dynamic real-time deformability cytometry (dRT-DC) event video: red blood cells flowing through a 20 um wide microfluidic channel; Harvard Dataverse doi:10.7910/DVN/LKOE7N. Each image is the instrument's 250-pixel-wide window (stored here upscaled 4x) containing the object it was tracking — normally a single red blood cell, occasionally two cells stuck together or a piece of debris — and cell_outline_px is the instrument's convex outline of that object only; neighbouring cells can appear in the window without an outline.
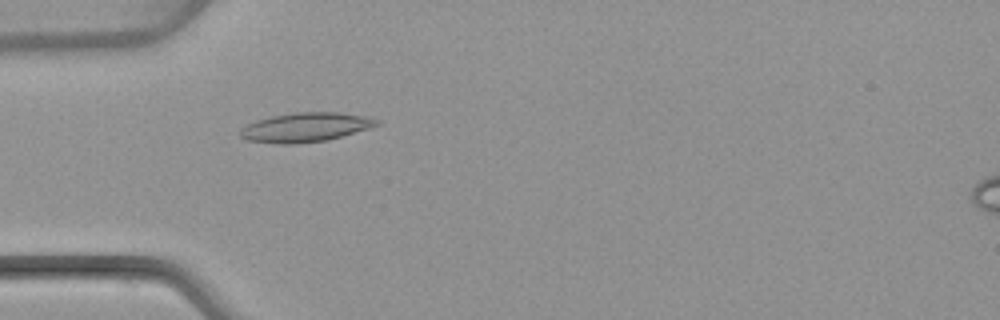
{"species": "common noctule bat (a hibernating species)", "species_latin": "Nyctalus noctula", "temperature_condition": "warm", "stored_images_in_passage": 51, "camera_frame_rate_fps": 3000, "um_per_image_px": 0.085, "animal": {"sex": "female", "body_mass_g": 22.7, "forearm_length_mm": 54.2}, "frame": {"image": 1, "passage_image": 16, "time_ms": 5.0, "image_size_px": [1000, 320], "cell_outline_px": [[380, 124], [368, 128], [328, 140], [296, 144], [280, 144], [248, 140], [240, 136], [240, 128], [256, 120], [272, 116], [296, 112], [340, 112], [372, 116], [380, 120]], "centroid_in_image_um": [26.01, 10.81], "position_along_channel_um": 59.0, "area_um2": 23.41}}
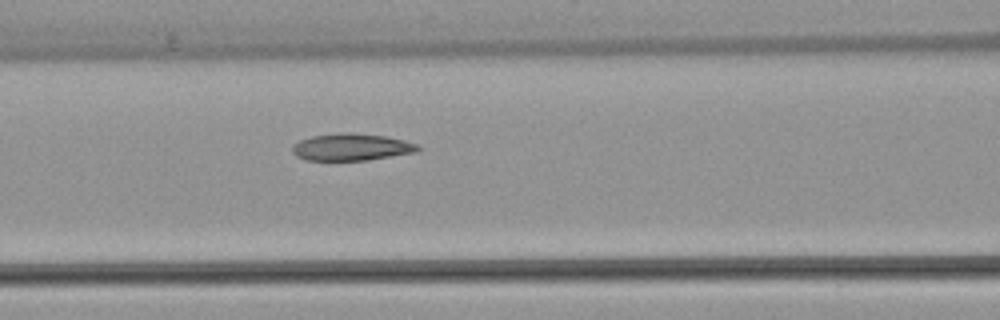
{"frame": {"image": 2, "passage_image": 22, "time_ms": 7.0, "image_size_px": [1000, 320], "cell_outline_px": [[420, 148], [416, 152], [368, 160], [304, 160], [296, 156], [292, 152], [292, 144], [300, 140], [312, 136], [352, 132], [384, 136], [404, 140], [416, 144]], "centroid_in_image_um": [29.84, 12.51], "position_along_channel_um": 136.8, "area_um2": 19.65}}
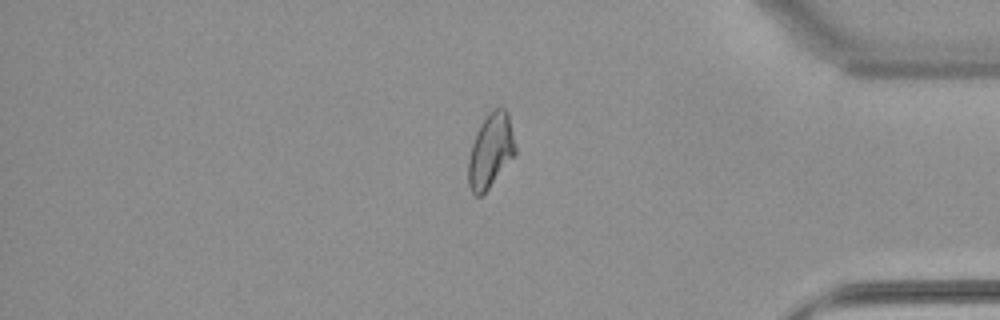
{"frame": {"image": 3, "passage_image": 43, "time_ms": 14.0, "image_size_px": [1000, 320], "cell_outline_px": [[516, 152], [488, 188], [480, 196], [476, 196], [472, 192], [468, 184], [468, 160], [472, 144], [476, 132], [480, 124], [488, 112], [492, 108], [500, 104], [508, 112], [516, 144]], "centroid_in_image_um": [41.7, 12.73], "position_along_channel_um": 393.5, "area_um2": 20.35}, "authors_computed_cell_mechanics": {"area_um2": 20.808, "velocity_mm_per_s": 4.057, "shape_relaxation_time_tau1_ms": null, "shape_relaxation_time_tau2_ms": 2.6833, "deformation_change_tau1": null, "deformation_change_tau2": 0.0827}}